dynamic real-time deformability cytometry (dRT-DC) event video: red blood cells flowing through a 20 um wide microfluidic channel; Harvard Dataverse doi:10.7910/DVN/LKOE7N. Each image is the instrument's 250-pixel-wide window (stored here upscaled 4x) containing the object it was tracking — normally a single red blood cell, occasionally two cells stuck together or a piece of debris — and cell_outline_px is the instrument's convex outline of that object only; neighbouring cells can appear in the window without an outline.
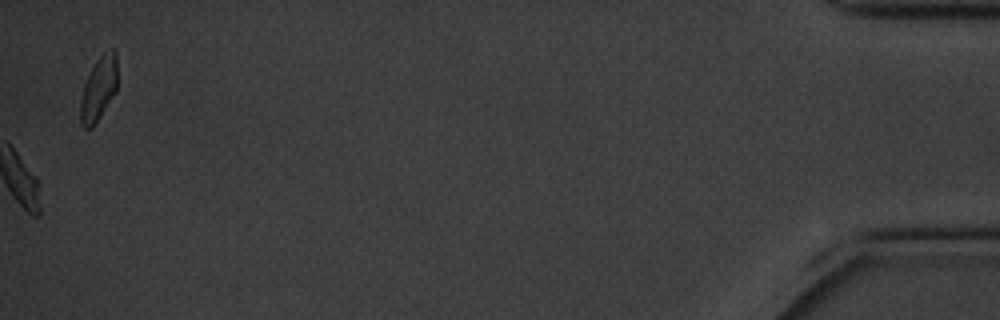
{"species": "common noctule bat (a hibernating species)", "species_latin": "Nyctalus noctula", "temperature_condition": "cold", "stored_images_in_passage": 16, "segment_of_instrument_passage": [2, 2], "camera_frame_rate_fps": 3000, "um_per_image_px": 0.085, "animal": {"sex": "male", "body_mass_g": 20.1, "forearm_length_mm": 53.5}, "frame": {"image": 1, "passage_image": 16, "time_ms": 5.0, "image_size_px": [1000, 320], "cell_outline_px": [[116, 92], [92, 128], [84, 128], [80, 124], [80, 100], [84, 84], [96, 60], [104, 52], [112, 48], [116, 52]], "centroid_in_image_um": [8.37, 7.56], "position_along_channel_um": 426.8, "area_um2": 13.64}}